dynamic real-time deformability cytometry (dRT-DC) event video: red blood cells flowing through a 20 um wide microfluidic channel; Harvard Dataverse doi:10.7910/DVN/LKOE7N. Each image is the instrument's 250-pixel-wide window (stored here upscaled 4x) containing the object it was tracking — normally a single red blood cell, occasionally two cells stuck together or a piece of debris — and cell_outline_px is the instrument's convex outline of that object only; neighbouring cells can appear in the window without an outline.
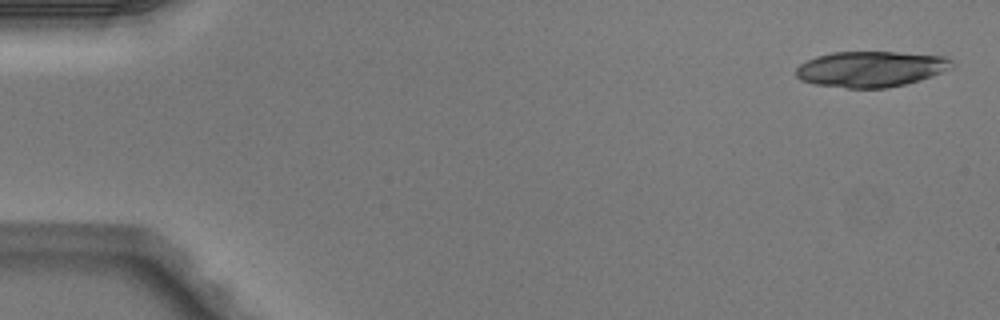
{"species": "Egyptian fruit bat (a non-hibernating species)", "species_latin": "Rousettus aegyptiacus", "temperature_condition": "warm", "stored_images_in_passage": 4, "camera_frame_rate_fps": 3000, "um_per_image_px": 0.085, "animal": {"sex": "male"}, "frame": {"image": 1, "passage_image": 1, "time_ms": 0.0, "image_size_px": [1000, 320], "cell_outline_px": [[956, 64], [952, 68], [920, 80], [888, 88], [848, 88], [816, 84], [800, 80], [796, 76], [796, 68], [800, 64], [816, 56], [832, 52], [896, 52], [948, 56]], "centroid_in_image_um": [74.05, 5.86], "position_along_channel_um": 10.9, "area_um2": 32.6}}